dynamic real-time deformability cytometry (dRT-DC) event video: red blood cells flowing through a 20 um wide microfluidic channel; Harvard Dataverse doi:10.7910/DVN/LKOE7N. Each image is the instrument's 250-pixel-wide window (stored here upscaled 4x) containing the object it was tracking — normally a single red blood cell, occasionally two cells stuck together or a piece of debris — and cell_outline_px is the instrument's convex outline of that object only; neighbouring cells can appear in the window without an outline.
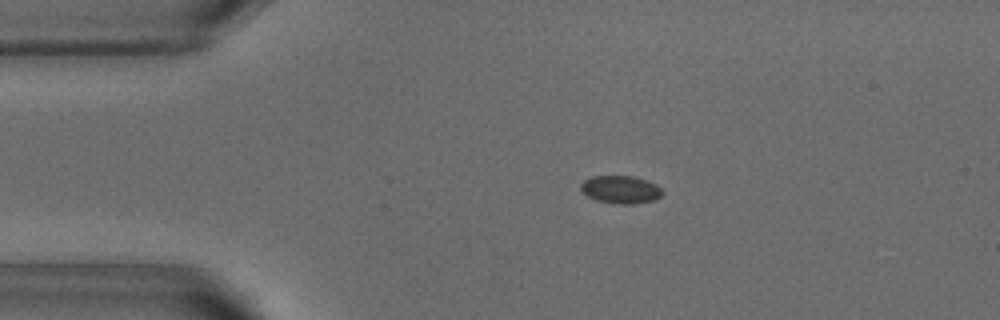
{"species": "common noctule bat (a hibernating species)", "species_latin": "Nyctalus noctula", "temperature_condition": "warm", "stored_images_in_passage": 39, "camera_frame_rate_fps": 3000, "um_per_image_px": 0.085, "animal": {"sex": "male", "body_mass_g": 18.8}, "frame": {"image": 1, "passage_image": 1, "time_ms": 0.0, "image_size_px": [1000, 320], "cell_outline_px": [[664, 192], [656, 200], [632, 204], [616, 204], [596, 200], [588, 196], [580, 188], [580, 184], [584, 180], [592, 176], [632, 176], [648, 180], [656, 184]], "centroid_in_image_um": [52.77, 16.11], "position_along_channel_um": 32.2, "area_um2": 13.29}}
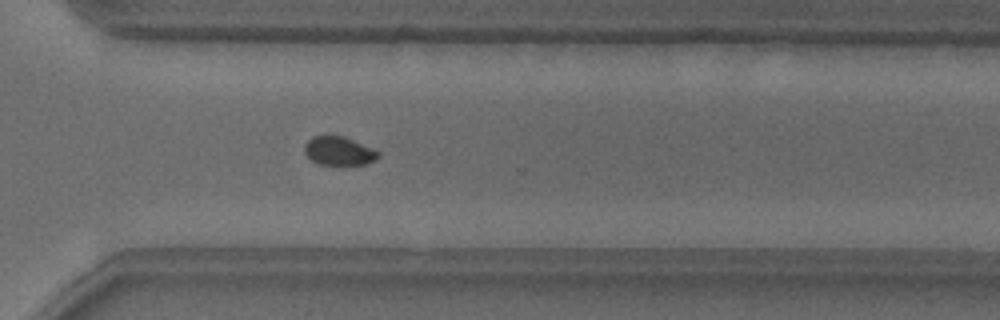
{"frame": {"image": 2, "passage_image": 28, "time_ms": 9.0, "image_size_px": [1000, 320], "cell_outline_px": [[380, 156], [364, 164], [320, 164], [312, 160], [304, 152], [304, 144], [312, 136], [344, 136], [372, 148], [380, 152]], "centroid_in_image_um": [28.79, 12.81], "position_along_channel_um": 341.8, "area_um2": 12.08}}
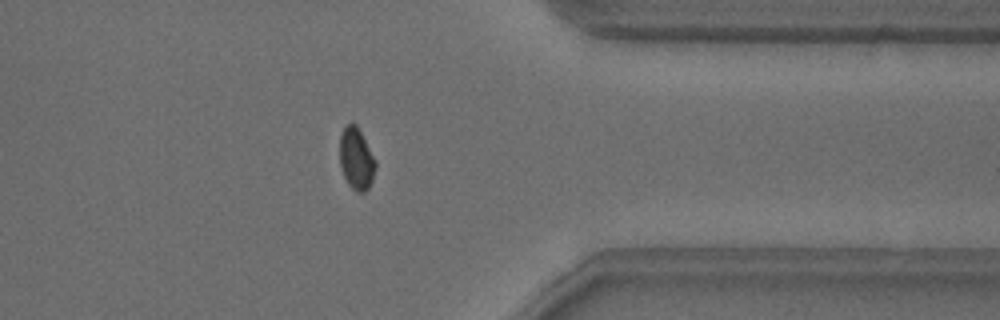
{"frame": {"image": 3, "passage_image": 32, "time_ms": 10.333, "image_size_px": [1000, 320], "cell_outline_px": [[376, 168], [372, 180], [368, 188], [364, 192], [356, 192], [348, 184], [344, 176], [340, 164], [340, 136], [344, 124], [352, 120], [356, 124], [376, 160]], "centroid_in_image_um": [30.28, 13.45], "position_along_channel_um": 381.1, "area_um2": 13.06}}